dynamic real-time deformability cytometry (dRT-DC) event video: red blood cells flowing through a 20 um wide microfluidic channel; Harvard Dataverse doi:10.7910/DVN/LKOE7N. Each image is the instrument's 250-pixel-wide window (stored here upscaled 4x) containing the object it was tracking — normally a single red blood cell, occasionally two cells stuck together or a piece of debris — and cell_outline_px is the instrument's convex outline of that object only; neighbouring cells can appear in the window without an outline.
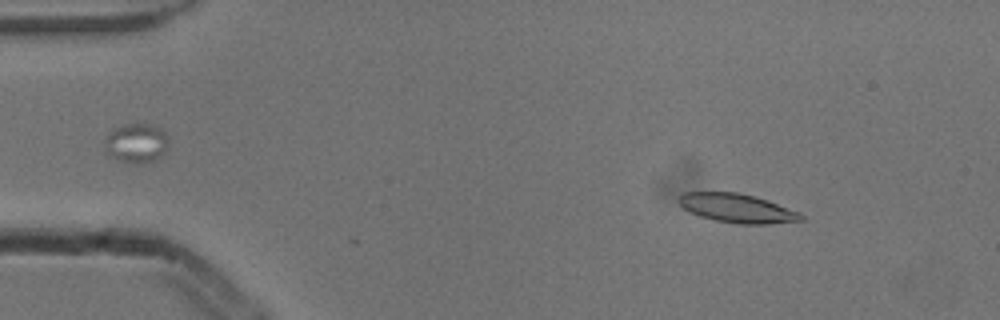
{"species": "common noctule bat (a hibernating species)", "species_latin": "Nyctalus noctula", "temperature_condition": "cold", "stored_images_in_passage": 3, "camera_frame_rate_fps": 3000, "um_per_image_px": 0.085, "animal": {"sex": "male", "body_mass_g": 13.3}, "frame": {"image": 1, "passage_image": 1, "time_ms": 0.0, "image_size_px": [1000, 320], "cell_outline_px": [[804, 220], [768, 224], [740, 224], [716, 220], [700, 216], [684, 208], [676, 200], [676, 196], [684, 192], [736, 192], [756, 196], [768, 200], [800, 212], [804, 216]], "centroid_in_image_um": [62.66, 17.69], "position_along_channel_um": 22.3, "area_um2": 20.69}}